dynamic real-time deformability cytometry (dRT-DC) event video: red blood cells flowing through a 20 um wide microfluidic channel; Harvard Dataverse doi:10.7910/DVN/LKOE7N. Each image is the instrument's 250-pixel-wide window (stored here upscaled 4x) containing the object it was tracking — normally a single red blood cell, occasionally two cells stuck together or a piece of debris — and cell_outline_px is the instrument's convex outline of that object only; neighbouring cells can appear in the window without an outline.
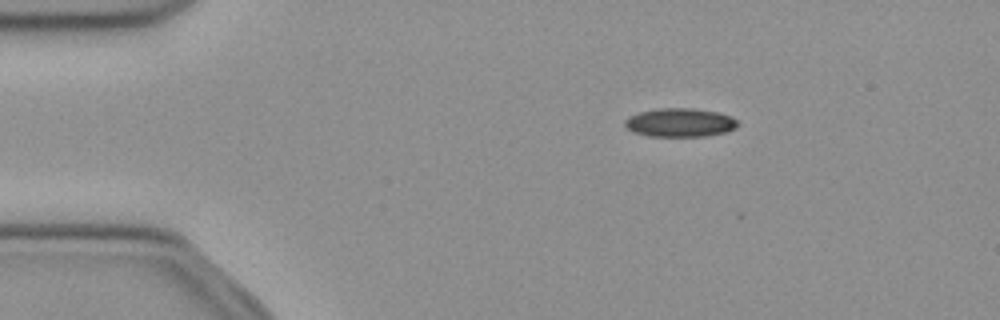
{"species": "common noctule bat (a hibernating species)", "species_latin": "Nyctalus noctula", "temperature_condition": "cold", "stored_images_in_passage": 3, "camera_frame_rate_fps": 3000, "um_per_image_px": 0.085, "animal": {"sex": "female", "body_mass_g": 21.9}, "frame": {"image": 1, "passage_image": 1, "time_ms": 0.0, "image_size_px": [1000, 320], "cell_outline_px": [[740, 124], [736, 128], [728, 132], [704, 136], [648, 136], [632, 132], [624, 124], [624, 120], [628, 116], [640, 112], [660, 108], [692, 108], [716, 112], [732, 116]], "centroid_in_image_um": [57.81, 10.42], "position_along_channel_um": 27.2, "area_um2": 18.96}}